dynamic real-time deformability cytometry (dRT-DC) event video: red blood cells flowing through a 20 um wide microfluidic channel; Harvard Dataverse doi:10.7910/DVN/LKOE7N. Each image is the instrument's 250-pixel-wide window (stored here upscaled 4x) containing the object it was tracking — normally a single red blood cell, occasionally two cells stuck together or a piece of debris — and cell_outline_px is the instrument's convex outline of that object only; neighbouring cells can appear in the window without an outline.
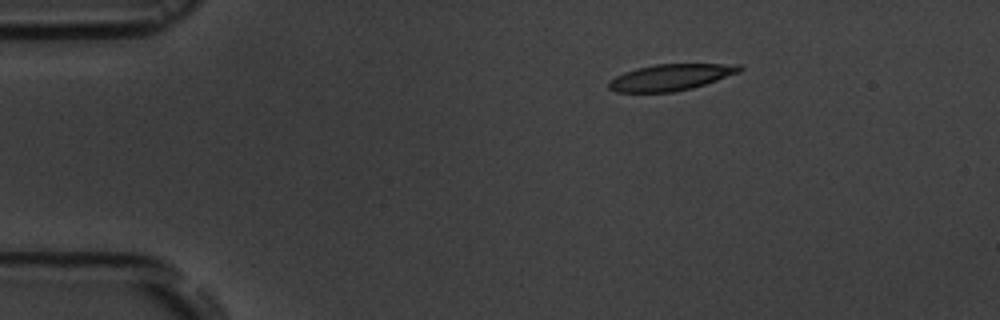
{"species": "common noctule bat (a hibernating species)", "species_latin": "Nyctalus noctula", "temperature_condition": "room temperature", "stored_images_in_passage": 3, "camera_frame_rate_fps": 3000, "um_per_image_px": 0.085, "animal": {"sex": "male", "body_mass_g": 19.5, "forearm_length_mm": 54.6}, "frame": {"image": 1, "passage_image": 1, "time_ms": 0.0, "image_size_px": [1000, 320], "cell_outline_px": [[744, 68], [740, 72], [692, 88], [672, 92], [616, 92], [608, 88], [608, 80], [624, 72], [636, 68], [656, 64], [740, 64]], "centroid_in_image_um": [56.99, 6.56], "position_along_channel_um": 28.0, "area_um2": 20.06}}